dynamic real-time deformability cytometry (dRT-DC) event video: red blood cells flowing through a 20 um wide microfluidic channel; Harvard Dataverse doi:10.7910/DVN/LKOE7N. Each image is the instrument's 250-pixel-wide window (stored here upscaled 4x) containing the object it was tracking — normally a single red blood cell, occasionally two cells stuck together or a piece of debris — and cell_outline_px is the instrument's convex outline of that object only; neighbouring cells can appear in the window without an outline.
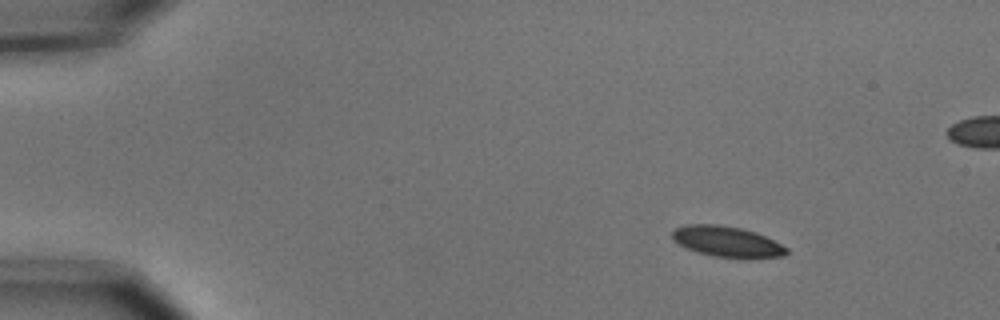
{"species": "common noctule bat (a hibernating species)", "species_latin": "Nyctalus noctula", "temperature_condition": "cold", "stored_images_in_passage": 9, "camera_frame_rate_fps": 3000, "um_per_image_px": 0.085, "animal": {"sex": "male", "body_mass_g": 15.6}, "frame": {"image": 1, "passage_image": 1, "time_ms": 0.0, "image_size_px": [1000, 320], "cell_outline_px": [[788, 252], [784, 256], [712, 256], [688, 248], [680, 244], [672, 236], [672, 232], [676, 228], [688, 224], [716, 224], [740, 228], [756, 232], [788, 248]], "centroid_in_image_um": [61.77, 20.5], "position_along_channel_um": 23.2, "area_um2": 19.48}}
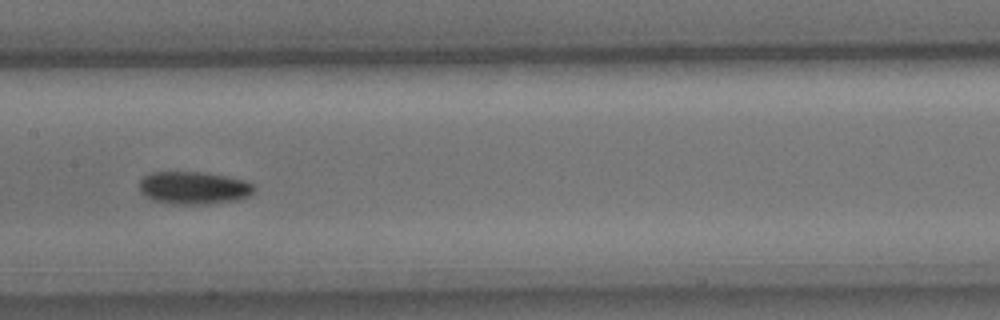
{"frame": {"image": 2, "passage_image": 7, "time_ms": 2.0, "image_size_px": [1000, 320], "cell_outline_px": [[256, 188], [248, 196], [236, 200], [204, 204], [168, 204], [152, 200], [140, 192], [140, 180], [144, 176], [152, 172], [200, 172], [248, 180]], "centroid_in_image_um": [16.45, 15.97], "position_along_channel_um": 190.9, "area_um2": 21.85}}
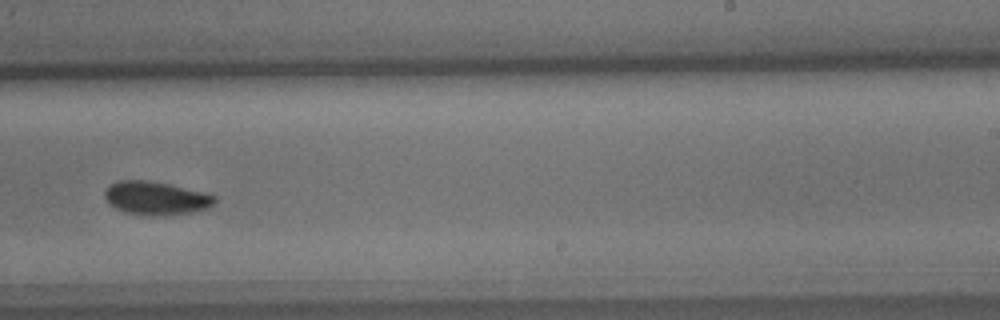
{"frame": {"image": 3, "passage_image": 9, "time_ms": 2.667, "image_size_px": [1000, 320], "cell_outline_px": [[216, 200], [208, 208], [200, 212], [156, 216], [152, 216], [124, 212], [116, 208], [104, 196], [104, 192], [108, 184], [116, 180], [144, 180], [168, 184], [204, 192], [216, 196]], "centroid_in_image_um": [13.27, 16.85], "position_along_channel_um": 275.7, "area_um2": 21.5}}